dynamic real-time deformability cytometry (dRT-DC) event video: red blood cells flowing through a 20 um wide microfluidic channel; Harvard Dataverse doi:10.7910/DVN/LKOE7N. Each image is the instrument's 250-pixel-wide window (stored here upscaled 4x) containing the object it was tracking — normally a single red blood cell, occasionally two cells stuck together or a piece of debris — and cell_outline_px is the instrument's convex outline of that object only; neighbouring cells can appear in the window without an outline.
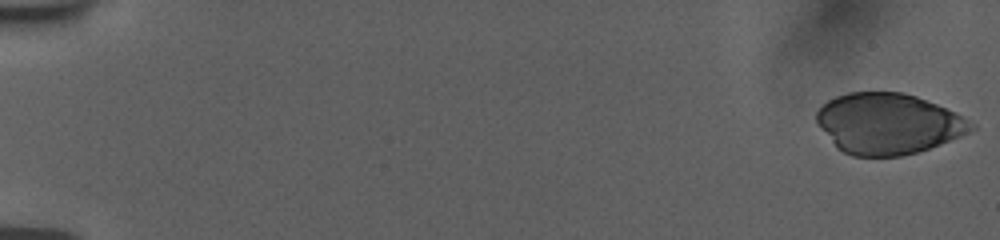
{"species": "human", "species_latin": "Homo sapiens", "temperature_condition": "room temperature", "stored_images_in_passage": 55, "camera_frame_rate_fps": 3000, "um_per_image_px": 0.085, "donor": {"sex": "female"}, "frame": {"image": 1, "passage_image": 1, "time_ms": 0.0, "image_size_px": [1000, 240], "cell_outline_px": [[976, 128], [960, 136], [928, 148], [916, 152], [900, 156], [852, 156], [836, 148], [816, 124], [816, 112], [828, 100], [836, 96], [848, 92], [904, 92], [916, 96], [936, 104], [976, 124]], "centroid_in_image_um": [75.43, 10.51], "position_along_channel_um": 9.6, "area_um2": 54.45}}
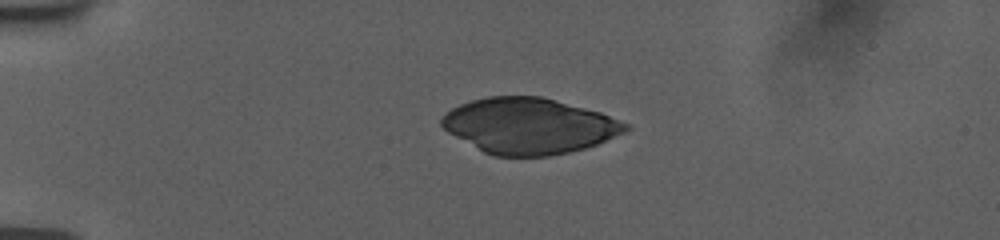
{"frame": {"image": 2, "passage_image": 14, "time_ms": 4.333, "image_size_px": [1000, 240], "cell_outline_px": [[632, 128], [624, 132], [596, 144], [584, 148], [568, 152], [548, 156], [492, 156], [484, 152], [448, 132], [440, 124], [440, 120], [452, 108], [460, 104], [472, 100], [488, 96], [540, 96], [556, 100], [600, 112], [620, 120], [628, 124]], "centroid_in_image_um": [44.97, 10.7], "position_along_channel_um": 40.0, "area_um2": 59.3}}